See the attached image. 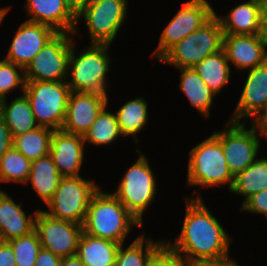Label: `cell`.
<instances>
[{
    "instance_id": "6da1fadb",
    "label": "cell",
    "mask_w": 267,
    "mask_h": 266,
    "mask_svg": "<svg viewBox=\"0 0 267 266\" xmlns=\"http://www.w3.org/2000/svg\"><path fill=\"white\" fill-rule=\"evenodd\" d=\"M199 191L194 190L192 196L185 197L181 231L174 242L166 243L189 263L226 259L230 257L233 238L209 211Z\"/></svg>"
},
{
    "instance_id": "7a4b0ae2",
    "label": "cell",
    "mask_w": 267,
    "mask_h": 266,
    "mask_svg": "<svg viewBox=\"0 0 267 266\" xmlns=\"http://www.w3.org/2000/svg\"><path fill=\"white\" fill-rule=\"evenodd\" d=\"M134 226L144 228L112 191L107 193L100 187L90 200L83 232L123 244Z\"/></svg>"
},
{
    "instance_id": "3957f363",
    "label": "cell",
    "mask_w": 267,
    "mask_h": 266,
    "mask_svg": "<svg viewBox=\"0 0 267 266\" xmlns=\"http://www.w3.org/2000/svg\"><path fill=\"white\" fill-rule=\"evenodd\" d=\"M74 43L75 40L70 50L66 79L71 91L107 94L110 86L107 75L111 67L108 51L111 45L90 44L78 53Z\"/></svg>"
},
{
    "instance_id": "277c9868",
    "label": "cell",
    "mask_w": 267,
    "mask_h": 266,
    "mask_svg": "<svg viewBox=\"0 0 267 266\" xmlns=\"http://www.w3.org/2000/svg\"><path fill=\"white\" fill-rule=\"evenodd\" d=\"M233 180L234 176L228 168L221 142L214 134L190 150L187 186L211 188L228 184L230 191Z\"/></svg>"
},
{
    "instance_id": "5b68a950",
    "label": "cell",
    "mask_w": 267,
    "mask_h": 266,
    "mask_svg": "<svg viewBox=\"0 0 267 266\" xmlns=\"http://www.w3.org/2000/svg\"><path fill=\"white\" fill-rule=\"evenodd\" d=\"M136 162L128 167L116 191L112 193L126 209L144 226L143 215L154 202L158 192L156 176L149 164V158L140 151Z\"/></svg>"
},
{
    "instance_id": "8992f818",
    "label": "cell",
    "mask_w": 267,
    "mask_h": 266,
    "mask_svg": "<svg viewBox=\"0 0 267 266\" xmlns=\"http://www.w3.org/2000/svg\"><path fill=\"white\" fill-rule=\"evenodd\" d=\"M223 47V30L214 14L200 28L172 46L158 61L174 68H193Z\"/></svg>"
},
{
    "instance_id": "52a82bcc",
    "label": "cell",
    "mask_w": 267,
    "mask_h": 266,
    "mask_svg": "<svg viewBox=\"0 0 267 266\" xmlns=\"http://www.w3.org/2000/svg\"><path fill=\"white\" fill-rule=\"evenodd\" d=\"M71 89L66 81H25L27 97L39 126L60 130Z\"/></svg>"
},
{
    "instance_id": "ba28073f",
    "label": "cell",
    "mask_w": 267,
    "mask_h": 266,
    "mask_svg": "<svg viewBox=\"0 0 267 266\" xmlns=\"http://www.w3.org/2000/svg\"><path fill=\"white\" fill-rule=\"evenodd\" d=\"M100 186L82 176L62 177L53 197L46 203L47 215L58 220L84 224L92 196Z\"/></svg>"
},
{
    "instance_id": "9c48e42d",
    "label": "cell",
    "mask_w": 267,
    "mask_h": 266,
    "mask_svg": "<svg viewBox=\"0 0 267 266\" xmlns=\"http://www.w3.org/2000/svg\"><path fill=\"white\" fill-rule=\"evenodd\" d=\"M129 0H91L76 17L77 24L85 21L89 44L111 45L128 15ZM82 18V19H81Z\"/></svg>"
},
{
    "instance_id": "30bf717a",
    "label": "cell",
    "mask_w": 267,
    "mask_h": 266,
    "mask_svg": "<svg viewBox=\"0 0 267 266\" xmlns=\"http://www.w3.org/2000/svg\"><path fill=\"white\" fill-rule=\"evenodd\" d=\"M251 125L248 129L246 122L228 120L223 130L213 132L221 142L224 157L233 176L244 171L260 153L261 137L255 126L252 123Z\"/></svg>"
},
{
    "instance_id": "8fae6325",
    "label": "cell",
    "mask_w": 267,
    "mask_h": 266,
    "mask_svg": "<svg viewBox=\"0 0 267 266\" xmlns=\"http://www.w3.org/2000/svg\"><path fill=\"white\" fill-rule=\"evenodd\" d=\"M73 33H57L24 69L25 81H66Z\"/></svg>"
},
{
    "instance_id": "7c38bea8",
    "label": "cell",
    "mask_w": 267,
    "mask_h": 266,
    "mask_svg": "<svg viewBox=\"0 0 267 266\" xmlns=\"http://www.w3.org/2000/svg\"><path fill=\"white\" fill-rule=\"evenodd\" d=\"M214 12L208 0H189L182 3L179 11L160 34L158 46L153 52L154 58L158 61L172 46L206 23Z\"/></svg>"
},
{
    "instance_id": "4fadbf2b",
    "label": "cell",
    "mask_w": 267,
    "mask_h": 266,
    "mask_svg": "<svg viewBox=\"0 0 267 266\" xmlns=\"http://www.w3.org/2000/svg\"><path fill=\"white\" fill-rule=\"evenodd\" d=\"M41 247L64 258L75 255L83 225L50 217L41 209L35 217V229Z\"/></svg>"
},
{
    "instance_id": "5bb4252c",
    "label": "cell",
    "mask_w": 267,
    "mask_h": 266,
    "mask_svg": "<svg viewBox=\"0 0 267 266\" xmlns=\"http://www.w3.org/2000/svg\"><path fill=\"white\" fill-rule=\"evenodd\" d=\"M58 32L52 27L25 20L16 30L5 60L25 69Z\"/></svg>"
},
{
    "instance_id": "9a60e30c",
    "label": "cell",
    "mask_w": 267,
    "mask_h": 266,
    "mask_svg": "<svg viewBox=\"0 0 267 266\" xmlns=\"http://www.w3.org/2000/svg\"><path fill=\"white\" fill-rule=\"evenodd\" d=\"M108 94L71 91L61 130L84 137L98 113L108 104Z\"/></svg>"
},
{
    "instance_id": "2e32d148",
    "label": "cell",
    "mask_w": 267,
    "mask_h": 266,
    "mask_svg": "<svg viewBox=\"0 0 267 266\" xmlns=\"http://www.w3.org/2000/svg\"><path fill=\"white\" fill-rule=\"evenodd\" d=\"M247 74L243 90L229 121L247 122L249 118H253L254 121L267 107V60L248 70Z\"/></svg>"
},
{
    "instance_id": "e0dca14e",
    "label": "cell",
    "mask_w": 267,
    "mask_h": 266,
    "mask_svg": "<svg viewBox=\"0 0 267 266\" xmlns=\"http://www.w3.org/2000/svg\"><path fill=\"white\" fill-rule=\"evenodd\" d=\"M222 48L237 70H250L267 60V42L259 34H223Z\"/></svg>"
},
{
    "instance_id": "ac0fdd59",
    "label": "cell",
    "mask_w": 267,
    "mask_h": 266,
    "mask_svg": "<svg viewBox=\"0 0 267 266\" xmlns=\"http://www.w3.org/2000/svg\"><path fill=\"white\" fill-rule=\"evenodd\" d=\"M85 147L82 136L61 129L53 131L49 154L62 177L81 176Z\"/></svg>"
},
{
    "instance_id": "d6986e66",
    "label": "cell",
    "mask_w": 267,
    "mask_h": 266,
    "mask_svg": "<svg viewBox=\"0 0 267 266\" xmlns=\"http://www.w3.org/2000/svg\"><path fill=\"white\" fill-rule=\"evenodd\" d=\"M24 6L28 21L48 25L58 33L79 34L77 18L63 0H25Z\"/></svg>"
},
{
    "instance_id": "ffe728a7",
    "label": "cell",
    "mask_w": 267,
    "mask_h": 266,
    "mask_svg": "<svg viewBox=\"0 0 267 266\" xmlns=\"http://www.w3.org/2000/svg\"><path fill=\"white\" fill-rule=\"evenodd\" d=\"M38 210L27 215L5 191L0 190V241L8 242L14 238L30 234L35 229V217Z\"/></svg>"
},
{
    "instance_id": "44dd1931",
    "label": "cell",
    "mask_w": 267,
    "mask_h": 266,
    "mask_svg": "<svg viewBox=\"0 0 267 266\" xmlns=\"http://www.w3.org/2000/svg\"><path fill=\"white\" fill-rule=\"evenodd\" d=\"M260 0H248L230 9L224 16L214 14L218 18L223 34L256 35L259 34Z\"/></svg>"
},
{
    "instance_id": "7402d4cb",
    "label": "cell",
    "mask_w": 267,
    "mask_h": 266,
    "mask_svg": "<svg viewBox=\"0 0 267 266\" xmlns=\"http://www.w3.org/2000/svg\"><path fill=\"white\" fill-rule=\"evenodd\" d=\"M119 243L82 232L76 255L84 266H115Z\"/></svg>"
},
{
    "instance_id": "603a6c76",
    "label": "cell",
    "mask_w": 267,
    "mask_h": 266,
    "mask_svg": "<svg viewBox=\"0 0 267 266\" xmlns=\"http://www.w3.org/2000/svg\"><path fill=\"white\" fill-rule=\"evenodd\" d=\"M178 71L181 73L179 89L201 116L209 118L216 94L202 80L194 68H179Z\"/></svg>"
},
{
    "instance_id": "cb8c5ba5",
    "label": "cell",
    "mask_w": 267,
    "mask_h": 266,
    "mask_svg": "<svg viewBox=\"0 0 267 266\" xmlns=\"http://www.w3.org/2000/svg\"><path fill=\"white\" fill-rule=\"evenodd\" d=\"M62 176L50 154L31 161V168L26 185L31 183L32 189L40 200L46 203L53 197Z\"/></svg>"
},
{
    "instance_id": "d4e9b609",
    "label": "cell",
    "mask_w": 267,
    "mask_h": 266,
    "mask_svg": "<svg viewBox=\"0 0 267 266\" xmlns=\"http://www.w3.org/2000/svg\"><path fill=\"white\" fill-rule=\"evenodd\" d=\"M3 99L1 115L9 128L12 138L23 135L39 127L30 107L27 97L22 94L11 102Z\"/></svg>"
},
{
    "instance_id": "484cf974",
    "label": "cell",
    "mask_w": 267,
    "mask_h": 266,
    "mask_svg": "<svg viewBox=\"0 0 267 266\" xmlns=\"http://www.w3.org/2000/svg\"><path fill=\"white\" fill-rule=\"evenodd\" d=\"M208 87L218 96L231 78V66L222 48L217 53L205 57L193 67Z\"/></svg>"
},
{
    "instance_id": "4316f807",
    "label": "cell",
    "mask_w": 267,
    "mask_h": 266,
    "mask_svg": "<svg viewBox=\"0 0 267 266\" xmlns=\"http://www.w3.org/2000/svg\"><path fill=\"white\" fill-rule=\"evenodd\" d=\"M148 102L144 97H137L124 103L116 112L121 134L132 136L138 144L140 131L148 124Z\"/></svg>"
},
{
    "instance_id": "83f0119b",
    "label": "cell",
    "mask_w": 267,
    "mask_h": 266,
    "mask_svg": "<svg viewBox=\"0 0 267 266\" xmlns=\"http://www.w3.org/2000/svg\"><path fill=\"white\" fill-rule=\"evenodd\" d=\"M267 189V158L258 157L244 171L234 176L230 192L243 196L242 204L252 195Z\"/></svg>"
},
{
    "instance_id": "f1b7e54d",
    "label": "cell",
    "mask_w": 267,
    "mask_h": 266,
    "mask_svg": "<svg viewBox=\"0 0 267 266\" xmlns=\"http://www.w3.org/2000/svg\"><path fill=\"white\" fill-rule=\"evenodd\" d=\"M165 242L160 239L155 241L139 234L128 246L120 244L117 251L115 266H148L153 253Z\"/></svg>"
},
{
    "instance_id": "f546056e",
    "label": "cell",
    "mask_w": 267,
    "mask_h": 266,
    "mask_svg": "<svg viewBox=\"0 0 267 266\" xmlns=\"http://www.w3.org/2000/svg\"><path fill=\"white\" fill-rule=\"evenodd\" d=\"M107 106L108 104L98 113L96 120L84 135L85 145L91 144L100 147L110 145L120 137L123 139L124 136L120 132L116 114L113 111L109 112Z\"/></svg>"
},
{
    "instance_id": "4dcf8cb0",
    "label": "cell",
    "mask_w": 267,
    "mask_h": 266,
    "mask_svg": "<svg viewBox=\"0 0 267 266\" xmlns=\"http://www.w3.org/2000/svg\"><path fill=\"white\" fill-rule=\"evenodd\" d=\"M53 131V129L39 126L23 135L15 136L13 146L28 160H37L49 154Z\"/></svg>"
},
{
    "instance_id": "1f68e13d",
    "label": "cell",
    "mask_w": 267,
    "mask_h": 266,
    "mask_svg": "<svg viewBox=\"0 0 267 266\" xmlns=\"http://www.w3.org/2000/svg\"><path fill=\"white\" fill-rule=\"evenodd\" d=\"M30 168L31 161L12 146L0 158V183L26 184Z\"/></svg>"
},
{
    "instance_id": "d6a6232c",
    "label": "cell",
    "mask_w": 267,
    "mask_h": 266,
    "mask_svg": "<svg viewBox=\"0 0 267 266\" xmlns=\"http://www.w3.org/2000/svg\"><path fill=\"white\" fill-rule=\"evenodd\" d=\"M8 243L14 251L16 266H35L39 250L42 248L35 230L28 235L14 238Z\"/></svg>"
},
{
    "instance_id": "836d02e7",
    "label": "cell",
    "mask_w": 267,
    "mask_h": 266,
    "mask_svg": "<svg viewBox=\"0 0 267 266\" xmlns=\"http://www.w3.org/2000/svg\"><path fill=\"white\" fill-rule=\"evenodd\" d=\"M1 56V55H0ZM19 88L22 93L25 89L24 69L5 59H0V97L7 95Z\"/></svg>"
},
{
    "instance_id": "e575fe53",
    "label": "cell",
    "mask_w": 267,
    "mask_h": 266,
    "mask_svg": "<svg viewBox=\"0 0 267 266\" xmlns=\"http://www.w3.org/2000/svg\"><path fill=\"white\" fill-rule=\"evenodd\" d=\"M190 263L166 241L153 253L148 266H189Z\"/></svg>"
},
{
    "instance_id": "d590c367",
    "label": "cell",
    "mask_w": 267,
    "mask_h": 266,
    "mask_svg": "<svg viewBox=\"0 0 267 266\" xmlns=\"http://www.w3.org/2000/svg\"><path fill=\"white\" fill-rule=\"evenodd\" d=\"M241 212L255 213L267 217V189L248 198L240 208Z\"/></svg>"
},
{
    "instance_id": "8d00e7d4",
    "label": "cell",
    "mask_w": 267,
    "mask_h": 266,
    "mask_svg": "<svg viewBox=\"0 0 267 266\" xmlns=\"http://www.w3.org/2000/svg\"><path fill=\"white\" fill-rule=\"evenodd\" d=\"M13 146V138L0 114V158Z\"/></svg>"
},
{
    "instance_id": "74e56055",
    "label": "cell",
    "mask_w": 267,
    "mask_h": 266,
    "mask_svg": "<svg viewBox=\"0 0 267 266\" xmlns=\"http://www.w3.org/2000/svg\"><path fill=\"white\" fill-rule=\"evenodd\" d=\"M62 258L49 250L41 248L36 258L35 266H61Z\"/></svg>"
},
{
    "instance_id": "f35d334b",
    "label": "cell",
    "mask_w": 267,
    "mask_h": 266,
    "mask_svg": "<svg viewBox=\"0 0 267 266\" xmlns=\"http://www.w3.org/2000/svg\"><path fill=\"white\" fill-rule=\"evenodd\" d=\"M0 266H16L14 251L8 242L0 241Z\"/></svg>"
},
{
    "instance_id": "ab89813d",
    "label": "cell",
    "mask_w": 267,
    "mask_h": 266,
    "mask_svg": "<svg viewBox=\"0 0 267 266\" xmlns=\"http://www.w3.org/2000/svg\"><path fill=\"white\" fill-rule=\"evenodd\" d=\"M259 35L267 42V3L260 0Z\"/></svg>"
},
{
    "instance_id": "60d3db41",
    "label": "cell",
    "mask_w": 267,
    "mask_h": 266,
    "mask_svg": "<svg viewBox=\"0 0 267 266\" xmlns=\"http://www.w3.org/2000/svg\"><path fill=\"white\" fill-rule=\"evenodd\" d=\"M260 134V137L267 139V107L257 116L254 121H250Z\"/></svg>"
},
{
    "instance_id": "b9f144b4",
    "label": "cell",
    "mask_w": 267,
    "mask_h": 266,
    "mask_svg": "<svg viewBox=\"0 0 267 266\" xmlns=\"http://www.w3.org/2000/svg\"><path fill=\"white\" fill-rule=\"evenodd\" d=\"M91 0H63L67 9L77 17Z\"/></svg>"
},
{
    "instance_id": "7bdbcfd3",
    "label": "cell",
    "mask_w": 267,
    "mask_h": 266,
    "mask_svg": "<svg viewBox=\"0 0 267 266\" xmlns=\"http://www.w3.org/2000/svg\"><path fill=\"white\" fill-rule=\"evenodd\" d=\"M189 266H241L237 263L235 258L228 257L219 261H203V262H193Z\"/></svg>"
},
{
    "instance_id": "ee69618b",
    "label": "cell",
    "mask_w": 267,
    "mask_h": 266,
    "mask_svg": "<svg viewBox=\"0 0 267 266\" xmlns=\"http://www.w3.org/2000/svg\"><path fill=\"white\" fill-rule=\"evenodd\" d=\"M61 266H84L81 259L75 254L62 258Z\"/></svg>"
},
{
    "instance_id": "f6af8a7d",
    "label": "cell",
    "mask_w": 267,
    "mask_h": 266,
    "mask_svg": "<svg viewBox=\"0 0 267 266\" xmlns=\"http://www.w3.org/2000/svg\"><path fill=\"white\" fill-rule=\"evenodd\" d=\"M10 10H11V7L10 6L0 7V25H1V23L5 19V16L8 14V12Z\"/></svg>"
},
{
    "instance_id": "bcb514c9",
    "label": "cell",
    "mask_w": 267,
    "mask_h": 266,
    "mask_svg": "<svg viewBox=\"0 0 267 266\" xmlns=\"http://www.w3.org/2000/svg\"><path fill=\"white\" fill-rule=\"evenodd\" d=\"M2 103H3V99L0 97V114H1V110H2Z\"/></svg>"
}]
</instances>
